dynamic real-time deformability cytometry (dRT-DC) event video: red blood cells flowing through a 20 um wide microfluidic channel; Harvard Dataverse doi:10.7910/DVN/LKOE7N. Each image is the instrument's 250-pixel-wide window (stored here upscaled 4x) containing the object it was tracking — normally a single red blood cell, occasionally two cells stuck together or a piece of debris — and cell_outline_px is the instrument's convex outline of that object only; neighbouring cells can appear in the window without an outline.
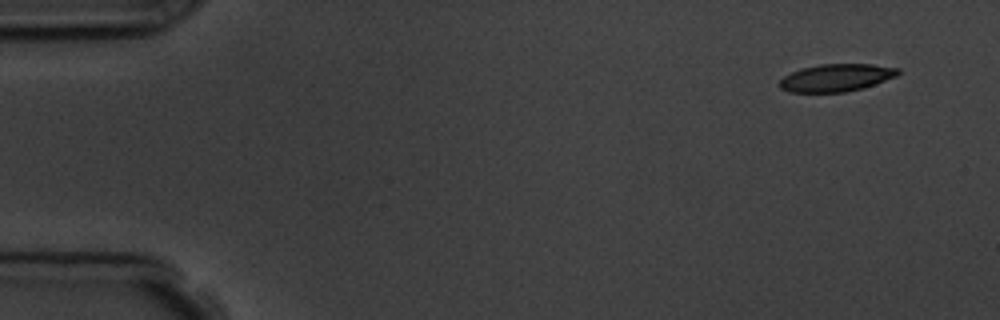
{"species": "common noctule bat (a hibernating species)", "species_latin": "Nyctalus noctula", "temperature_condition": "room temperature", "stored_images_in_passage": 3, "camera_frame_rate_fps": 3000, "um_per_image_px": 0.085, "animal": {"sex": "male", "body_mass_g": 19.5, "forearm_length_mm": 54.6}, "frame": {"image": 1, "passage_image": 1, "time_ms": 0.0, "image_size_px": [1000, 320], "cell_outline_px": [[900, 72], [896, 76], [864, 88], [844, 92], [788, 92], [780, 88], [780, 80], [784, 76], [800, 68], [820, 64], [872, 64], [900, 68]], "centroid_in_image_um": [71.09, 6.6], "position_along_channel_um": 13.9, "area_um2": 19.02}}